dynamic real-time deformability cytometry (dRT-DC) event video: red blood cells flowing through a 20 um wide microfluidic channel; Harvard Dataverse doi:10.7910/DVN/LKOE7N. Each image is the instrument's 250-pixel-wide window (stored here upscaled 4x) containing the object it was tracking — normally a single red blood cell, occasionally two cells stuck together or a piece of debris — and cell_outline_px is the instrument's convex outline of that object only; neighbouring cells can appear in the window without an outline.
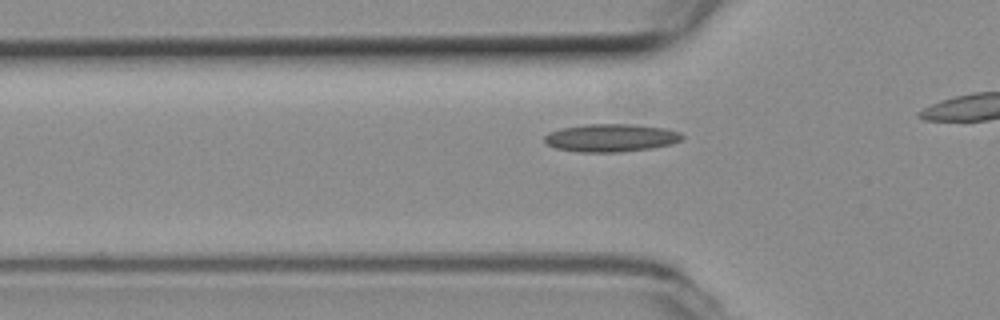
{"species": "common noctule bat (a hibernating species)", "species_latin": "Nyctalus noctula", "temperature_condition": "room temperature", "stored_images_in_passage": 11, "camera_frame_rate_fps": 3000, "um_per_image_px": 0.085, "animal": {"sex": "female", "body_mass_g": 19.3, "forearm_length_mm": 54.1}, "frame": {"image": 1, "passage_image": 5, "time_ms": 1.333, "image_size_px": [1000, 320], "cell_outline_px": [[684, 136], [680, 140], [672, 144], [652, 148], [620, 152], [580, 152], [556, 148], [548, 144], [544, 140], [544, 136], [548, 132], [560, 128], [588, 124], [632, 124], [664, 128], [680, 132]], "centroid_in_image_um": [51.93, 11.71], "position_along_channel_um": 73.9, "area_um2": 22.37}}
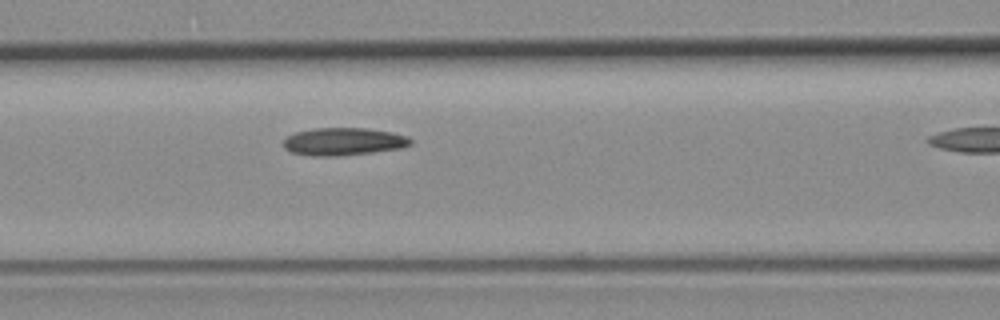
{"frame": {"image": 2, "passage_image": 10, "time_ms": 3.0, "image_size_px": [1000, 320], "cell_outline_px": [[412, 144], [400, 148], [372, 152], [340, 156], [312, 156], [292, 152], [284, 148], [284, 140], [288, 136], [296, 132], [316, 128], [368, 128], [392, 132], [408, 136], [412, 140]], "centroid_in_image_um": [29.22, 12.03], "position_along_channel_um": 137.4, "area_um2": 20.46}}